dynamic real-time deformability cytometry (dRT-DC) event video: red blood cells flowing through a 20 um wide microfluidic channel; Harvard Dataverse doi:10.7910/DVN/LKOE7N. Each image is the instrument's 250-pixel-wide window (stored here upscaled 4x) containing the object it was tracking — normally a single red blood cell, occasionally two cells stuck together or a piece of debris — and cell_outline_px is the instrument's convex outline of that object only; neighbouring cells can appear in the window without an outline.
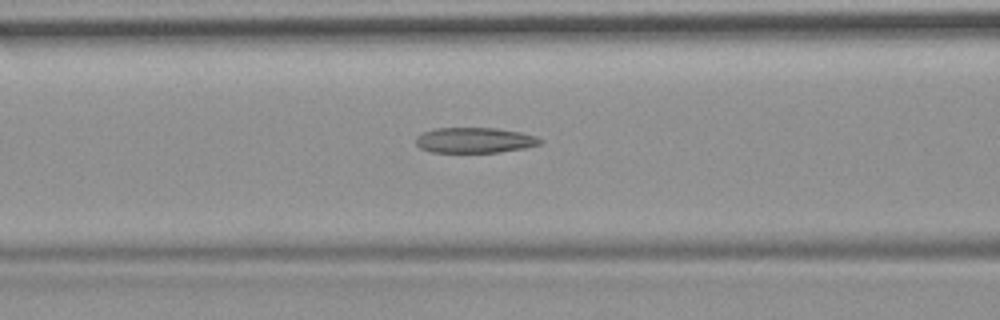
{"species": "common noctule bat (a hibernating species)", "species_latin": "Nyctalus noctula", "temperature_condition": "room temperature", "stored_images_in_passage": 51, "camera_frame_rate_fps": 3000, "um_per_image_px": 0.085, "animal": {"sex": "female", "body_mass_g": 19.9}, "frame": {"image": 1, "passage_image": 22, "time_ms": 7.0, "image_size_px": [1000, 320], "cell_outline_px": [[544, 140], [540, 144], [524, 148], [500, 152], [432, 152], [420, 148], [416, 144], [416, 136], [424, 132], [436, 128], [496, 128], [520, 132], [536, 136]], "centroid_in_image_um": [40.35, 11.92], "position_along_channel_um": 126.2, "area_um2": 18.38}}